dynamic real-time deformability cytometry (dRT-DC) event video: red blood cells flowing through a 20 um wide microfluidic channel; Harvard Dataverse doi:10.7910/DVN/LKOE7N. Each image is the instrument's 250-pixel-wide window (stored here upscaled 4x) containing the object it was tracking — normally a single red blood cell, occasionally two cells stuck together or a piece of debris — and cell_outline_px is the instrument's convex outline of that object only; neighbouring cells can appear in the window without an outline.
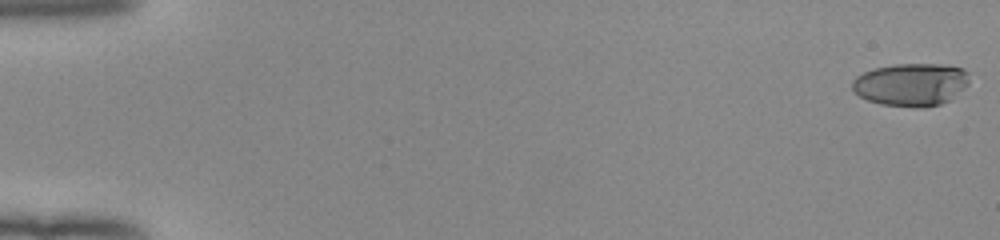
{"species": "human", "species_latin": "Homo sapiens", "temperature_condition": "room temperature", "stored_images_in_passage": 53, "camera_frame_rate_fps": 3000, "um_per_image_px": 0.085, "donor": {"sex": "female"}, "frame": {"image": 1, "passage_image": 1, "time_ms": 0.0, "image_size_px": [1000, 240], "cell_outline_px": [[968, 84], [964, 88], [948, 100], [940, 104], [924, 108], [912, 108], [880, 104], [868, 100], [860, 96], [852, 88], [852, 80], [856, 76], [864, 72], [876, 68], [896, 64], [940, 64], [964, 68], [968, 72]], "centroid_in_image_um": [77.44, 7.19], "position_along_channel_um": 7.6, "area_um2": 29.25}}
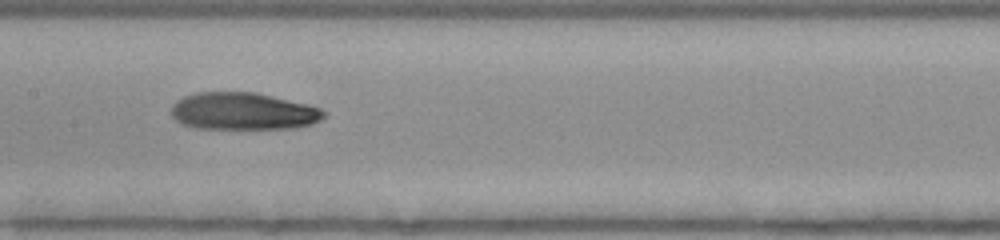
{"frame": {"image": 2, "passage_image": 28, "time_ms": 9.0, "image_size_px": [1000, 240], "cell_outline_px": [[328, 112], [320, 120], [312, 124], [296, 128], [192, 128], [180, 124], [172, 116], [172, 104], [176, 100], [184, 96], [196, 92], [256, 92], [308, 104], [320, 108]], "centroid_in_image_um": [20.66, 9.45], "position_along_channel_um": 186.7, "area_um2": 33.35}}
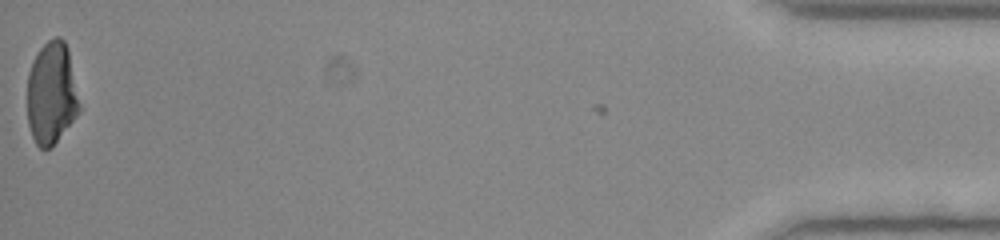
{"frame": {"image": 3, "passage_image": 53, "time_ms": 17.333, "image_size_px": [1000, 240], "cell_outline_px": [[80, 112], [52, 148], [40, 148], [36, 144], [32, 136], [28, 124], [28, 72], [40, 48], [48, 40], [56, 36], [60, 36], [64, 40], [68, 48], [80, 104]], "centroid_in_image_um": [4.4, 7.95], "position_along_channel_um": 430.8, "area_um2": 31.21}, "authors_computed_cell_mechanics": {"area_um2": 32.7148, "velocity_mm_per_s": 4.0, "shape_relaxation_time_tau1_ms": null, "shape_relaxation_time_tau2_ms": 3.0138, "deformation_change_tau1": null, "deformation_change_tau2": 0.093}}